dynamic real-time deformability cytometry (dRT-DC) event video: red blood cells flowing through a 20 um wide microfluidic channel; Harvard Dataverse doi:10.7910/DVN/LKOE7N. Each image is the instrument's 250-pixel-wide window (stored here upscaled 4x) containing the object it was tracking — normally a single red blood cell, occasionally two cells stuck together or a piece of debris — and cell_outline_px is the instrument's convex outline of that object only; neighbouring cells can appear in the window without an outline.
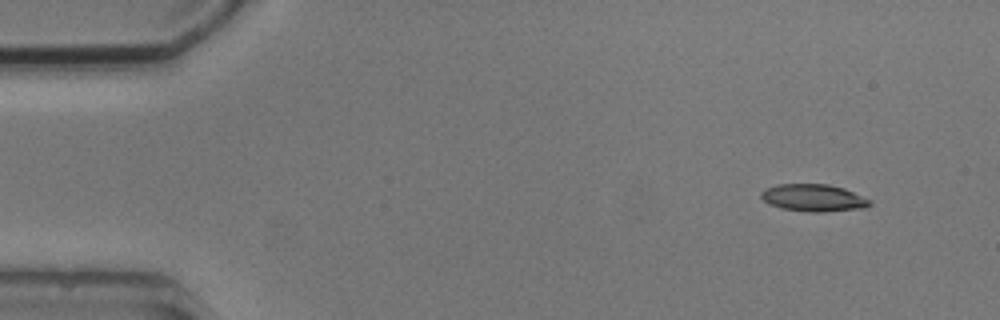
{"species": "common noctule bat (a hibernating species)", "species_latin": "Nyctalus noctula", "temperature_condition": "cold", "stored_images_in_passage": 4, "camera_frame_rate_fps": 3000, "um_per_image_px": 0.085, "animal": {"sex": "male", "body_mass_g": 20.5, "forearm_length_mm": 52.5}, "frame": {"image": 1, "passage_image": 1, "time_ms": 0.0, "image_size_px": [1000, 320], "cell_outline_px": [[872, 204], [868, 208], [824, 212], [808, 212], [780, 208], [768, 204], [760, 196], [760, 192], [764, 188], [776, 184], [828, 184], [844, 188], [872, 200]], "centroid_in_image_um": [69.16, 16.82], "position_along_channel_um": 15.8, "area_um2": 17.63}}
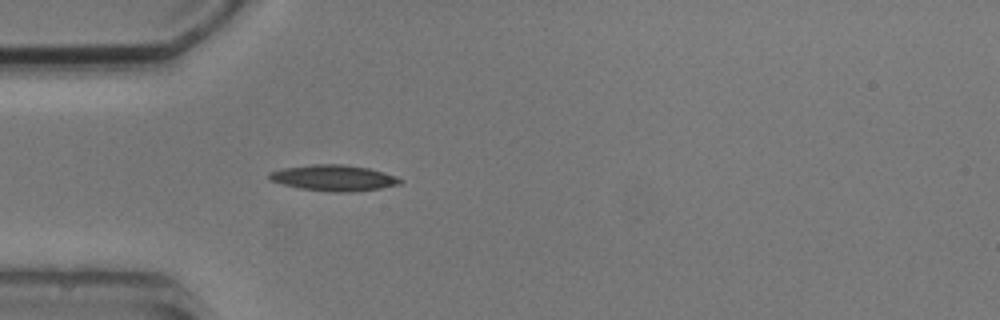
{"frame": {"image": 2, "passage_image": 4, "time_ms": 3.667, "image_size_px": [1000, 320], "cell_outline_px": [[404, 180], [400, 184], [380, 188], [348, 192], [332, 192], [300, 188], [284, 184], [272, 180], [268, 176], [268, 172], [284, 168], [312, 164], [340, 164], [368, 168], [384, 172], [396, 176]], "centroid_in_image_um": [28.39, 15.12], "position_along_channel_um": 56.6, "area_um2": 19.59}}